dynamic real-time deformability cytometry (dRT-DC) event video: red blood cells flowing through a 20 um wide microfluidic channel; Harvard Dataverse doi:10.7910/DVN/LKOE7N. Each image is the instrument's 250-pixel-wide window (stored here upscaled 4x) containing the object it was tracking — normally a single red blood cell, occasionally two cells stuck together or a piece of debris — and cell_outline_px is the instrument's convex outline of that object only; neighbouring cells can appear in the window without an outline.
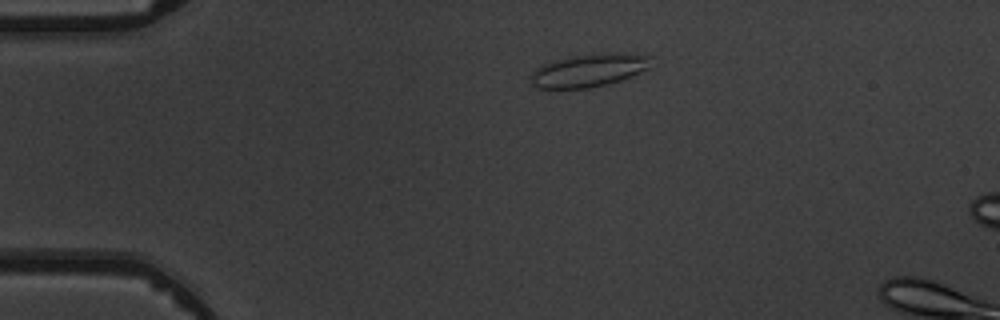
{"species": "common noctule bat (a hibernating species)", "species_latin": "Nyctalus noctula", "temperature_condition": "warm", "stored_images_in_passage": 4, "camera_frame_rate_fps": 3000, "um_per_image_px": 0.085, "animal": {"sex": "male", "body_mass_g": 19.5, "forearm_length_mm": 54.6}, "frame": {"image": 1, "passage_image": 3, "time_ms": 2.333, "image_size_px": [1000, 320], "cell_outline_px": [[652, 68], [632, 76], [608, 84], [588, 88], [536, 88], [532, 84], [528, 76], [540, 64], [552, 60], [572, 56], [608, 52], [624, 52], [652, 56]], "centroid_in_image_um": [50.08, 5.96], "position_along_channel_um": 34.9, "area_um2": 23.76}}